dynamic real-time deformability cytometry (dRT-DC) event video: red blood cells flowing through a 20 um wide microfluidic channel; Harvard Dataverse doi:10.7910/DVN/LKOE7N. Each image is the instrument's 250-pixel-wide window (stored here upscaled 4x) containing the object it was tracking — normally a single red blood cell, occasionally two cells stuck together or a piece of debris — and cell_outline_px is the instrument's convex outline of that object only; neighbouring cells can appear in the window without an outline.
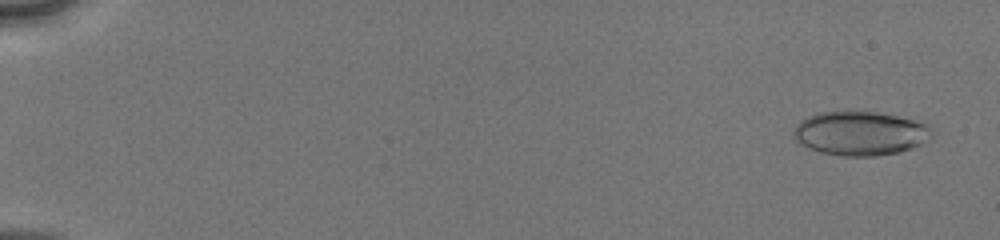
{"species": "human", "species_latin": "Homo sapiens", "temperature_condition": "cold", "stored_images_in_passage": 52, "camera_frame_rate_fps": 3000, "um_per_image_px": 0.085, "donor": {"sex": "male"}, "frame": {"image": 1, "passage_image": 3, "time_ms": 0.667, "image_size_px": [1000, 240], "cell_outline_px": [[932, 136], [920, 144], [912, 148], [900, 152], [876, 156], [840, 156], [820, 152], [796, 140], [792, 136], [792, 132], [796, 124], [800, 120], [808, 116], [820, 112], [848, 108], [864, 108], [928, 120], [932, 128]], "centroid_in_image_um": [73.2, 11.24], "position_along_channel_um": 11.8, "area_um2": 37.45}}
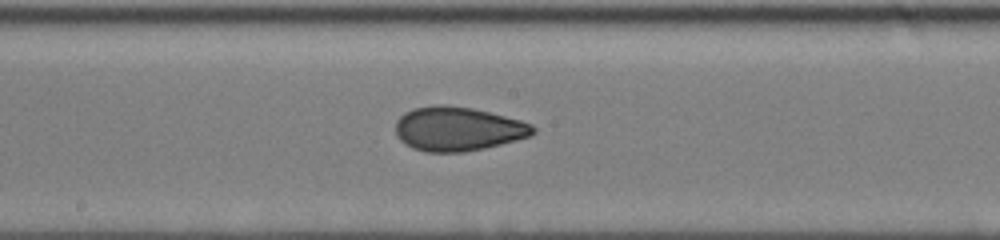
{"frame": {"image": 2, "passage_image": 30, "time_ms": 9.667, "image_size_px": [1000, 240], "cell_outline_px": [[536, 132], [532, 136], [484, 148], [464, 152], [428, 152], [412, 148], [400, 140], [396, 136], [396, 120], [404, 112], [412, 108], [436, 104], [444, 104], [472, 108], [520, 120], [532, 124], [536, 128]], "centroid_in_image_um": [38.91, 10.95], "position_along_channel_um": 209.3, "area_um2": 35.49}}
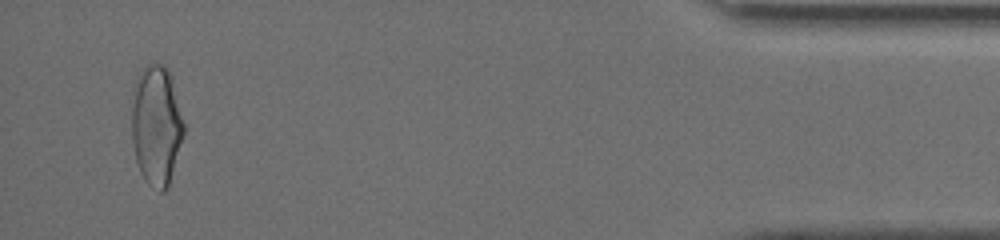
{"frame": {"image": 3, "passage_image": 50, "time_ms": 16.333, "image_size_px": [1000, 240], "cell_outline_px": [[184, 136], [168, 184], [164, 192], [160, 192], [148, 184], [144, 180], [140, 172], [136, 160], [132, 140], [132, 88], [140, 72], [148, 64], [156, 60], [164, 64], [168, 68], [172, 76], [184, 124]], "centroid_in_image_um": [13.28, 10.59], "position_along_channel_um": 421.9, "area_um2": 36.88}, "authors_computed_cell_mechanics": {"area_um2": 34.8823, "velocity_mm_per_s": 4.133, "shape_relaxation_time_tau1_ms": 5.8448, "shape_relaxation_time_tau2_ms": 1.5123, "deformation_change_tau1": 0.1336, "deformation_change_tau2": 0.0697}}